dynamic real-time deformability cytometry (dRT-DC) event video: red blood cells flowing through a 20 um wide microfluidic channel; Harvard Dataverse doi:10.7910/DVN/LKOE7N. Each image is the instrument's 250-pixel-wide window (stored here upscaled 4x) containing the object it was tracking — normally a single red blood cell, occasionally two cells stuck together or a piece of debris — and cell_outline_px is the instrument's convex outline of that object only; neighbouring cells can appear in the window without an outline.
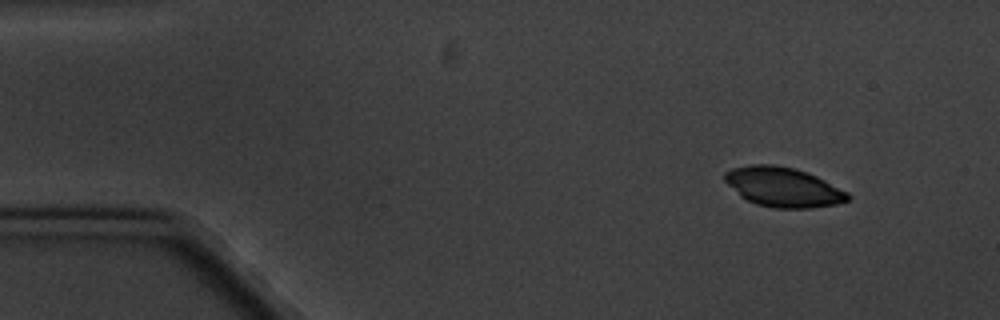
{"species": "common noctule bat (a hibernating species)", "species_latin": "Nyctalus noctula", "temperature_condition": "cold", "stored_images_in_passage": 4, "camera_frame_rate_fps": 3000, "um_per_image_px": 0.085, "animal": {"sex": "male", "body_mass_g": 20.1, "forearm_length_mm": 53.5}, "frame": {"image": 1, "passage_image": 1, "time_ms": 0.0, "image_size_px": [1000, 320], "cell_outline_px": [[852, 196], [848, 200], [836, 204], [808, 208], [772, 208], [756, 204], [740, 196], [724, 180], [724, 172], [732, 168], [752, 164], [772, 164], [792, 168], [816, 176], [848, 192]], "centroid_in_image_um": [66.55, 15.9], "position_along_channel_um": 18.4, "area_um2": 28.21}}